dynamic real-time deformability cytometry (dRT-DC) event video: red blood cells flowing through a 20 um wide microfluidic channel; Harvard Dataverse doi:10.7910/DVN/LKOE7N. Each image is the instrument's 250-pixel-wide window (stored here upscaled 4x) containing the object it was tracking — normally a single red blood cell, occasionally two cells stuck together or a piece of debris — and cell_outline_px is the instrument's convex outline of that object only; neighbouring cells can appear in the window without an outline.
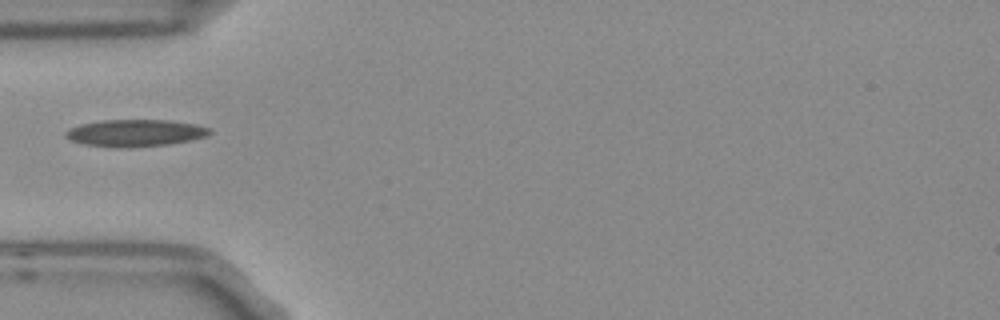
{"species": "Egyptian fruit bat (a non-hibernating species)", "species_latin": "Rousettus aegyptiacus", "temperature_condition": "room temperature", "stored_images_in_passage": 5, "camera_frame_rate_fps": 3000, "um_per_image_px": 0.085, "frame": {"image": 1, "passage_image": 4, "time_ms": 1.0, "image_size_px": [1000, 320], "cell_outline_px": [[212, 132], [208, 136], [192, 140], [168, 144], [84, 144], [72, 140], [64, 136], [64, 132], [68, 128], [80, 124], [100, 120], [172, 120], [196, 124], [212, 128]], "centroid_in_image_um": [11.57, 11.23], "position_along_channel_um": 73.4, "area_um2": 21.68}}
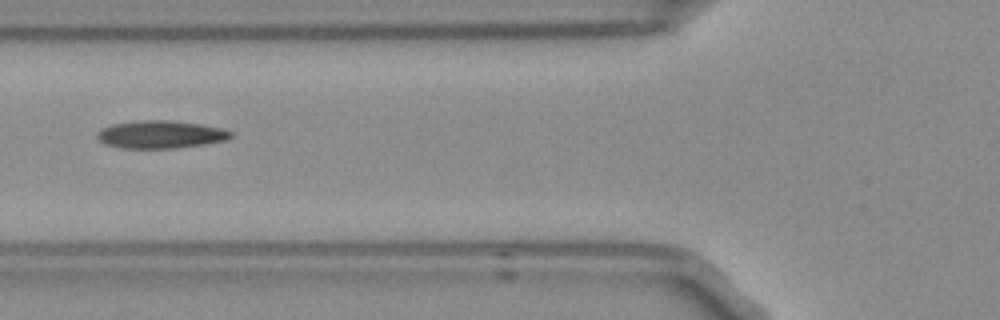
{"frame": {"image": 2, "passage_image": 5, "time_ms": 1.333, "image_size_px": [1000, 320], "cell_outline_px": [[232, 136], [224, 140], [204, 144], [176, 148], [120, 148], [104, 144], [96, 136], [96, 132], [100, 128], [112, 124], [140, 120], [172, 120], [200, 124], [224, 128], [232, 132]], "centroid_in_image_um": [13.61, 11.42], "position_along_channel_um": 112.2, "area_um2": 21.73}}